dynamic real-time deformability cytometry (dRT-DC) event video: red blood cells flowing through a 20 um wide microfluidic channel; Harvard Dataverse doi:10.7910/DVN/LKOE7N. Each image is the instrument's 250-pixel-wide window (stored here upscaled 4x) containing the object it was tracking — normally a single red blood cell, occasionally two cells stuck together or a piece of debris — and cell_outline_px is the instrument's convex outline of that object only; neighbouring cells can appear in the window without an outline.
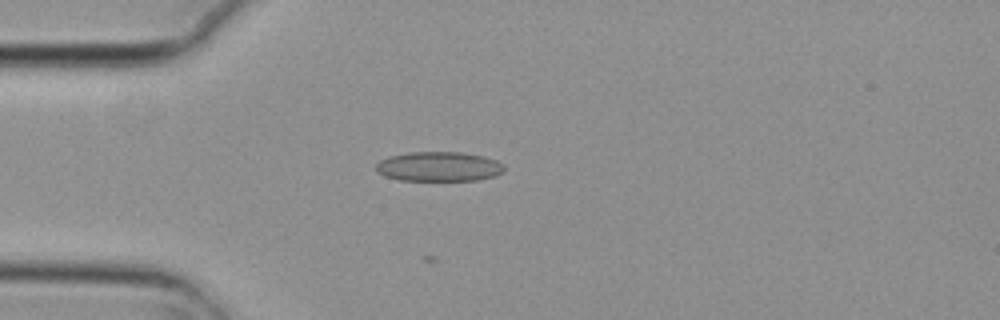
{"species": "common noctule bat (a hibernating species)", "species_latin": "Nyctalus noctula", "temperature_condition": "cold", "stored_images_in_passage": 4, "camera_frame_rate_fps": 3000, "um_per_image_px": 0.085, "animal": {"sex": "female", "body_mass_g": 29.2, "forearm_length_mm": 56.3}, "frame": {"image": 1, "passage_image": 4, "time_ms": 1.0, "image_size_px": [1000, 320], "cell_outline_px": [[504, 172], [496, 176], [476, 180], [400, 180], [384, 176], [376, 172], [376, 164], [380, 160], [388, 156], [408, 152], [460, 152], [484, 156], [496, 160], [504, 164]], "centroid_in_image_um": [37.3, 14.15], "position_along_channel_um": 47.7, "area_um2": 22.31}}